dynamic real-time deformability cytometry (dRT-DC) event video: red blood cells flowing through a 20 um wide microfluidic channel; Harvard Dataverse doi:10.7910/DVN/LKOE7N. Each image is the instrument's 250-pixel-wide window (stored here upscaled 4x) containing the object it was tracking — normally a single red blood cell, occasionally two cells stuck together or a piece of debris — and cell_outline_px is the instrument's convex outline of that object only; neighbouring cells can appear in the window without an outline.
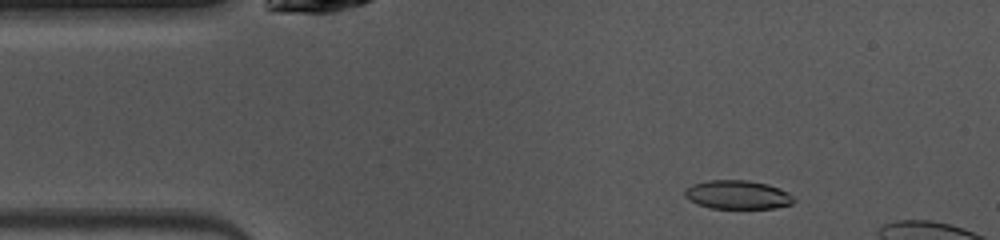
{"species": "common noctule bat (a hibernating species)", "species_latin": "Nyctalus noctula", "temperature_condition": "warm", "stored_images_in_passage": 12, "camera_frame_rate_fps": 3000, "um_per_image_px": 0.085, "animal": {"sex": "female", "body_mass_g": 10.0, "forearm_length_mm": 53.1}, "frame": {"image": 1, "passage_image": 6, "time_ms": 1.667, "image_size_px": [1000, 240], "cell_outline_px": [[796, 200], [792, 204], [776, 208], [712, 208], [696, 204], [688, 200], [684, 196], [684, 188], [692, 184], [708, 180], [748, 180], [768, 184], [780, 188], [788, 192]], "centroid_in_image_um": [62.68, 16.55], "position_along_channel_um": 22.3, "area_um2": 18.5}}
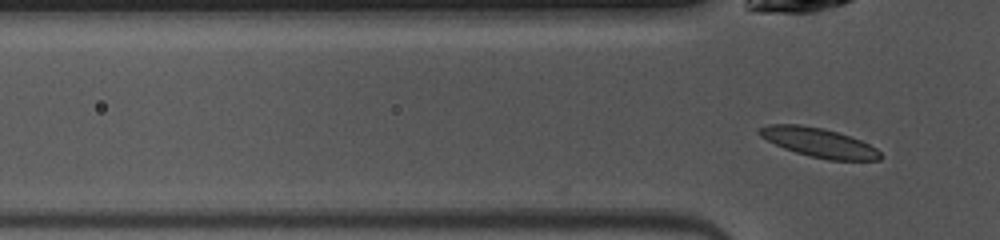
{"frame": {"image": 2, "passage_image": 12, "time_ms": 3.667, "image_size_px": [1000, 240], "cell_outline_px": [[884, 156], [880, 160], [828, 160], [796, 152], [784, 148], [760, 136], [756, 132], [756, 128], [768, 124], [800, 124], [824, 128], [860, 140], [876, 148]], "centroid_in_image_um": [69.58, 12.1], "position_along_channel_um": 56.2, "area_um2": 20.52}}